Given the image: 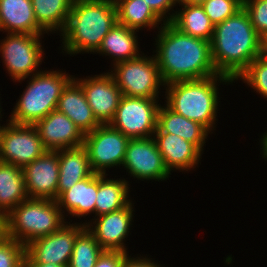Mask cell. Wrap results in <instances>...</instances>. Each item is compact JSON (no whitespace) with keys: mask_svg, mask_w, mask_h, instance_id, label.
Here are the masks:
<instances>
[{"mask_svg":"<svg viewBox=\"0 0 267 267\" xmlns=\"http://www.w3.org/2000/svg\"><path fill=\"white\" fill-rule=\"evenodd\" d=\"M157 31L153 55L165 84L219 74L213 64L210 41L184 34L170 22Z\"/></svg>","mask_w":267,"mask_h":267,"instance_id":"cell-1","label":"cell"},{"mask_svg":"<svg viewBox=\"0 0 267 267\" xmlns=\"http://www.w3.org/2000/svg\"><path fill=\"white\" fill-rule=\"evenodd\" d=\"M260 40L243 7L233 16L214 25L210 43L216 71L235 83L248 65L260 56Z\"/></svg>","mask_w":267,"mask_h":267,"instance_id":"cell-2","label":"cell"},{"mask_svg":"<svg viewBox=\"0 0 267 267\" xmlns=\"http://www.w3.org/2000/svg\"><path fill=\"white\" fill-rule=\"evenodd\" d=\"M116 23L114 0H73L66 27L60 34L63 54L95 53Z\"/></svg>","mask_w":267,"mask_h":267,"instance_id":"cell-3","label":"cell"},{"mask_svg":"<svg viewBox=\"0 0 267 267\" xmlns=\"http://www.w3.org/2000/svg\"><path fill=\"white\" fill-rule=\"evenodd\" d=\"M234 81L222 74L198 80H179L165 84V104L174 112L204 126L211 134L216 130L219 83Z\"/></svg>","mask_w":267,"mask_h":267,"instance_id":"cell-4","label":"cell"},{"mask_svg":"<svg viewBox=\"0 0 267 267\" xmlns=\"http://www.w3.org/2000/svg\"><path fill=\"white\" fill-rule=\"evenodd\" d=\"M52 70V71H51ZM42 70L30 76L26 88L12 109L9 122L18 125H35L56 110L63 89L73 75L63 70Z\"/></svg>","mask_w":267,"mask_h":267,"instance_id":"cell-5","label":"cell"},{"mask_svg":"<svg viewBox=\"0 0 267 267\" xmlns=\"http://www.w3.org/2000/svg\"><path fill=\"white\" fill-rule=\"evenodd\" d=\"M66 220L56 200L28 198L6 215L7 237L26 246L59 230Z\"/></svg>","mask_w":267,"mask_h":267,"instance_id":"cell-6","label":"cell"},{"mask_svg":"<svg viewBox=\"0 0 267 267\" xmlns=\"http://www.w3.org/2000/svg\"><path fill=\"white\" fill-rule=\"evenodd\" d=\"M109 72L126 97L160 98L165 87L154 55L141 53L131 60L116 63Z\"/></svg>","mask_w":267,"mask_h":267,"instance_id":"cell-7","label":"cell"},{"mask_svg":"<svg viewBox=\"0 0 267 267\" xmlns=\"http://www.w3.org/2000/svg\"><path fill=\"white\" fill-rule=\"evenodd\" d=\"M6 35L0 40V55L6 73L11 76L12 81L20 83L40 72L39 66L46 55L42 46L44 35L19 33Z\"/></svg>","mask_w":267,"mask_h":267,"instance_id":"cell-8","label":"cell"},{"mask_svg":"<svg viewBox=\"0 0 267 267\" xmlns=\"http://www.w3.org/2000/svg\"><path fill=\"white\" fill-rule=\"evenodd\" d=\"M157 99L123 95L109 125L130 139L153 137L161 105Z\"/></svg>","mask_w":267,"mask_h":267,"instance_id":"cell-9","label":"cell"},{"mask_svg":"<svg viewBox=\"0 0 267 267\" xmlns=\"http://www.w3.org/2000/svg\"><path fill=\"white\" fill-rule=\"evenodd\" d=\"M130 138L109 124L100 125L84 135L83 147L88 153L92 170L106 175L110 168L122 166Z\"/></svg>","mask_w":267,"mask_h":267,"instance_id":"cell-10","label":"cell"},{"mask_svg":"<svg viewBox=\"0 0 267 267\" xmlns=\"http://www.w3.org/2000/svg\"><path fill=\"white\" fill-rule=\"evenodd\" d=\"M5 122L0 133L1 162L24 168L47 151L34 125Z\"/></svg>","mask_w":267,"mask_h":267,"instance_id":"cell-11","label":"cell"},{"mask_svg":"<svg viewBox=\"0 0 267 267\" xmlns=\"http://www.w3.org/2000/svg\"><path fill=\"white\" fill-rule=\"evenodd\" d=\"M84 223L66 222L52 234L33 240L25 246L23 263H49L67 267L77 235Z\"/></svg>","mask_w":267,"mask_h":267,"instance_id":"cell-12","label":"cell"},{"mask_svg":"<svg viewBox=\"0 0 267 267\" xmlns=\"http://www.w3.org/2000/svg\"><path fill=\"white\" fill-rule=\"evenodd\" d=\"M130 177L141 181H166L171 173L153 137L130 139L125 152L122 168Z\"/></svg>","mask_w":267,"mask_h":267,"instance_id":"cell-13","label":"cell"},{"mask_svg":"<svg viewBox=\"0 0 267 267\" xmlns=\"http://www.w3.org/2000/svg\"><path fill=\"white\" fill-rule=\"evenodd\" d=\"M133 200L120 210L106 213L83 222L104 250L129 253L125 244L134 223ZM87 222V223H86Z\"/></svg>","mask_w":267,"mask_h":267,"instance_id":"cell-14","label":"cell"},{"mask_svg":"<svg viewBox=\"0 0 267 267\" xmlns=\"http://www.w3.org/2000/svg\"><path fill=\"white\" fill-rule=\"evenodd\" d=\"M73 79L82 87L97 121L101 125L109 124L123 96L109 71L86 78H76L74 75Z\"/></svg>","mask_w":267,"mask_h":267,"instance_id":"cell-15","label":"cell"},{"mask_svg":"<svg viewBox=\"0 0 267 267\" xmlns=\"http://www.w3.org/2000/svg\"><path fill=\"white\" fill-rule=\"evenodd\" d=\"M29 198L57 200L59 150H47L23 168Z\"/></svg>","mask_w":267,"mask_h":267,"instance_id":"cell-16","label":"cell"},{"mask_svg":"<svg viewBox=\"0 0 267 267\" xmlns=\"http://www.w3.org/2000/svg\"><path fill=\"white\" fill-rule=\"evenodd\" d=\"M34 126L49 151L83 146L84 135L64 113L57 110L50 112Z\"/></svg>","mask_w":267,"mask_h":267,"instance_id":"cell-17","label":"cell"},{"mask_svg":"<svg viewBox=\"0 0 267 267\" xmlns=\"http://www.w3.org/2000/svg\"><path fill=\"white\" fill-rule=\"evenodd\" d=\"M153 138L169 172H187L198 167L203 152L194 144L169 133H154Z\"/></svg>","mask_w":267,"mask_h":267,"instance_id":"cell-18","label":"cell"},{"mask_svg":"<svg viewBox=\"0 0 267 267\" xmlns=\"http://www.w3.org/2000/svg\"><path fill=\"white\" fill-rule=\"evenodd\" d=\"M56 110L64 113L83 135L101 125L94 116L82 87L74 79L63 89Z\"/></svg>","mask_w":267,"mask_h":267,"instance_id":"cell-19","label":"cell"},{"mask_svg":"<svg viewBox=\"0 0 267 267\" xmlns=\"http://www.w3.org/2000/svg\"><path fill=\"white\" fill-rule=\"evenodd\" d=\"M0 31L44 35L37 24L31 0H0Z\"/></svg>","mask_w":267,"mask_h":267,"instance_id":"cell-20","label":"cell"},{"mask_svg":"<svg viewBox=\"0 0 267 267\" xmlns=\"http://www.w3.org/2000/svg\"><path fill=\"white\" fill-rule=\"evenodd\" d=\"M97 196V174L93 173L77 182L72 188L64 191L58 198L57 203L65 218L68 215L74 218L90 216L95 214ZM67 212V213H66ZM67 215H66V214Z\"/></svg>","mask_w":267,"mask_h":267,"instance_id":"cell-21","label":"cell"},{"mask_svg":"<svg viewBox=\"0 0 267 267\" xmlns=\"http://www.w3.org/2000/svg\"><path fill=\"white\" fill-rule=\"evenodd\" d=\"M163 105H160L158 110L157 129L154 133L176 135L204 152V145L206 146L207 137L211 133L201 124L174 112L166 104Z\"/></svg>","mask_w":267,"mask_h":267,"instance_id":"cell-22","label":"cell"},{"mask_svg":"<svg viewBox=\"0 0 267 267\" xmlns=\"http://www.w3.org/2000/svg\"><path fill=\"white\" fill-rule=\"evenodd\" d=\"M137 32L139 31L116 23L105 35L95 54L112 58L111 66L140 56L142 51L139 48Z\"/></svg>","mask_w":267,"mask_h":267,"instance_id":"cell-23","label":"cell"},{"mask_svg":"<svg viewBox=\"0 0 267 267\" xmlns=\"http://www.w3.org/2000/svg\"><path fill=\"white\" fill-rule=\"evenodd\" d=\"M91 168L88 153L83 146L59 150V178L57 198L77 182L90 177Z\"/></svg>","mask_w":267,"mask_h":267,"instance_id":"cell-24","label":"cell"},{"mask_svg":"<svg viewBox=\"0 0 267 267\" xmlns=\"http://www.w3.org/2000/svg\"><path fill=\"white\" fill-rule=\"evenodd\" d=\"M108 174H97V196L95 204V217L114 212L127 206L129 199L130 181L125 178H107Z\"/></svg>","mask_w":267,"mask_h":267,"instance_id":"cell-25","label":"cell"},{"mask_svg":"<svg viewBox=\"0 0 267 267\" xmlns=\"http://www.w3.org/2000/svg\"><path fill=\"white\" fill-rule=\"evenodd\" d=\"M28 198L23 168L0 161V213L7 215Z\"/></svg>","mask_w":267,"mask_h":267,"instance_id":"cell-26","label":"cell"},{"mask_svg":"<svg viewBox=\"0 0 267 267\" xmlns=\"http://www.w3.org/2000/svg\"><path fill=\"white\" fill-rule=\"evenodd\" d=\"M179 6L182 9L175 10L170 23L184 34L211 42L214 24L205 13L203 6L198 4H179Z\"/></svg>","mask_w":267,"mask_h":267,"instance_id":"cell-27","label":"cell"},{"mask_svg":"<svg viewBox=\"0 0 267 267\" xmlns=\"http://www.w3.org/2000/svg\"><path fill=\"white\" fill-rule=\"evenodd\" d=\"M114 1L117 10L118 24L137 31H141L144 28L147 30L159 29L164 24L144 0Z\"/></svg>","mask_w":267,"mask_h":267,"instance_id":"cell-28","label":"cell"},{"mask_svg":"<svg viewBox=\"0 0 267 267\" xmlns=\"http://www.w3.org/2000/svg\"><path fill=\"white\" fill-rule=\"evenodd\" d=\"M37 24L48 34L63 32L73 0H31Z\"/></svg>","mask_w":267,"mask_h":267,"instance_id":"cell-29","label":"cell"},{"mask_svg":"<svg viewBox=\"0 0 267 267\" xmlns=\"http://www.w3.org/2000/svg\"><path fill=\"white\" fill-rule=\"evenodd\" d=\"M104 249L85 227L76 237L67 267H94Z\"/></svg>","mask_w":267,"mask_h":267,"instance_id":"cell-30","label":"cell"},{"mask_svg":"<svg viewBox=\"0 0 267 267\" xmlns=\"http://www.w3.org/2000/svg\"><path fill=\"white\" fill-rule=\"evenodd\" d=\"M242 80L254 92L267 98V59L261 56L255 58L235 80ZM267 100V99H266Z\"/></svg>","mask_w":267,"mask_h":267,"instance_id":"cell-31","label":"cell"},{"mask_svg":"<svg viewBox=\"0 0 267 267\" xmlns=\"http://www.w3.org/2000/svg\"><path fill=\"white\" fill-rule=\"evenodd\" d=\"M210 21L216 25L243 7L241 0H206L201 4Z\"/></svg>","mask_w":267,"mask_h":267,"instance_id":"cell-32","label":"cell"},{"mask_svg":"<svg viewBox=\"0 0 267 267\" xmlns=\"http://www.w3.org/2000/svg\"><path fill=\"white\" fill-rule=\"evenodd\" d=\"M25 245L5 237L0 242V267H23Z\"/></svg>","mask_w":267,"mask_h":267,"instance_id":"cell-33","label":"cell"},{"mask_svg":"<svg viewBox=\"0 0 267 267\" xmlns=\"http://www.w3.org/2000/svg\"><path fill=\"white\" fill-rule=\"evenodd\" d=\"M243 8L247 11L257 34L262 37L267 33V0H244Z\"/></svg>","mask_w":267,"mask_h":267,"instance_id":"cell-34","label":"cell"},{"mask_svg":"<svg viewBox=\"0 0 267 267\" xmlns=\"http://www.w3.org/2000/svg\"><path fill=\"white\" fill-rule=\"evenodd\" d=\"M153 12L164 22H171L174 15V7L178 6L177 0H144Z\"/></svg>","mask_w":267,"mask_h":267,"instance_id":"cell-35","label":"cell"},{"mask_svg":"<svg viewBox=\"0 0 267 267\" xmlns=\"http://www.w3.org/2000/svg\"><path fill=\"white\" fill-rule=\"evenodd\" d=\"M127 253L104 250L94 267H121Z\"/></svg>","mask_w":267,"mask_h":267,"instance_id":"cell-36","label":"cell"},{"mask_svg":"<svg viewBox=\"0 0 267 267\" xmlns=\"http://www.w3.org/2000/svg\"><path fill=\"white\" fill-rule=\"evenodd\" d=\"M129 254H126L124 257V261L121 267H164L161 264L156 263L152 258L148 256H138L131 257Z\"/></svg>","mask_w":267,"mask_h":267,"instance_id":"cell-37","label":"cell"},{"mask_svg":"<svg viewBox=\"0 0 267 267\" xmlns=\"http://www.w3.org/2000/svg\"><path fill=\"white\" fill-rule=\"evenodd\" d=\"M263 135L260 136V149H261V157L262 159L264 158L265 161L267 160V131H265L264 133H262Z\"/></svg>","mask_w":267,"mask_h":267,"instance_id":"cell-38","label":"cell"},{"mask_svg":"<svg viewBox=\"0 0 267 267\" xmlns=\"http://www.w3.org/2000/svg\"><path fill=\"white\" fill-rule=\"evenodd\" d=\"M7 237L6 215L0 213V242Z\"/></svg>","mask_w":267,"mask_h":267,"instance_id":"cell-39","label":"cell"},{"mask_svg":"<svg viewBox=\"0 0 267 267\" xmlns=\"http://www.w3.org/2000/svg\"><path fill=\"white\" fill-rule=\"evenodd\" d=\"M260 56L267 59V33L260 40Z\"/></svg>","mask_w":267,"mask_h":267,"instance_id":"cell-40","label":"cell"},{"mask_svg":"<svg viewBox=\"0 0 267 267\" xmlns=\"http://www.w3.org/2000/svg\"><path fill=\"white\" fill-rule=\"evenodd\" d=\"M23 267H64L49 263H23Z\"/></svg>","mask_w":267,"mask_h":267,"instance_id":"cell-41","label":"cell"},{"mask_svg":"<svg viewBox=\"0 0 267 267\" xmlns=\"http://www.w3.org/2000/svg\"><path fill=\"white\" fill-rule=\"evenodd\" d=\"M206 0H177L178 4H198L201 5Z\"/></svg>","mask_w":267,"mask_h":267,"instance_id":"cell-42","label":"cell"},{"mask_svg":"<svg viewBox=\"0 0 267 267\" xmlns=\"http://www.w3.org/2000/svg\"><path fill=\"white\" fill-rule=\"evenodd\" d=\"M1 98V97H0ZM0 101H1V99H0ZM3 110H2V106H1V102H0V121H2L1 119H2V116H4V115H2V112Z\"/></svg>","mask_w":267,"mask_h":267,"instance_id":"cell-43","label":"cell"}]
</instances>
